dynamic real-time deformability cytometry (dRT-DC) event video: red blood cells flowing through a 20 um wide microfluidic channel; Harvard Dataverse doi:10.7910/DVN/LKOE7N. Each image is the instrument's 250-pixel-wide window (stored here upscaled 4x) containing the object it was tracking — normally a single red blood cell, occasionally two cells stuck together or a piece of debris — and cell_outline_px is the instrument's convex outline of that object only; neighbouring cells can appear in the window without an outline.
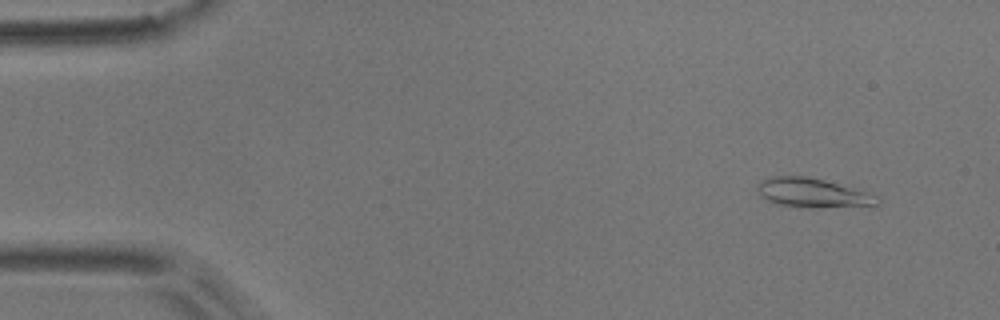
{"species": "common noctule bat (a hibernating species)", "species_latin": "Nyctalus noctula", "temperature_condition": "room temperature", "stored_images_in_passage": 5, "camera_frame_rate_fps": 3000, "um_per_image_px": 0.085, "animal": {"sex": "male", "body_mass_g": 17.9}, "frame": {"image": 1, "passage_image": 2, "time_ms": 0.333, "image_size_px": [1000, 320], "cell_outline_px": [[880, 200], [876, 204], [816, 208], [808, 208], [776, 204], [760, 196], [756, 188], [760, 180], [772, 176], [804, 176], [824, 180], [880, 196]], "centroid_in_image_um": [69.0, 16.39], "position_along_channel_um": 16.0, "area_um2": 20.23}}